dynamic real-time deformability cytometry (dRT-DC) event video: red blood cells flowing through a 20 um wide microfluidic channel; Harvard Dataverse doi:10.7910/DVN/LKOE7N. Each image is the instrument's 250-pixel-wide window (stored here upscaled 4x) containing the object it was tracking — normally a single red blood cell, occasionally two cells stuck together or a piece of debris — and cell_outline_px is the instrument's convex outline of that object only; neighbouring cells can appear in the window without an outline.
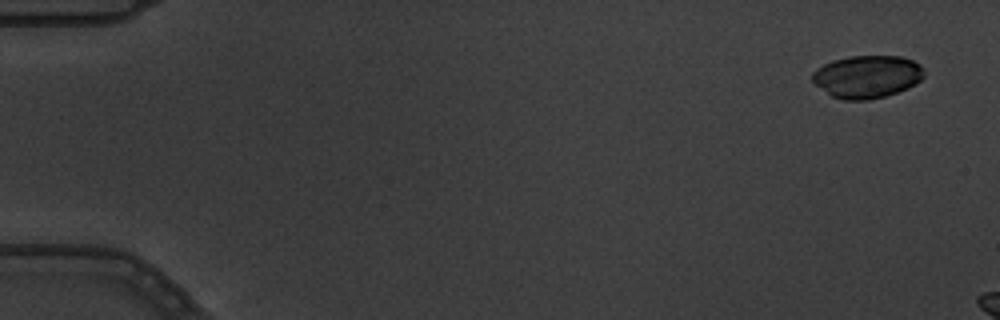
{"species": "common noctule bat (a hibernating species)", "species_latin": "Nyctalus noctula", "temperature_condition": "warm", "stored_images_in_passage": 3, "camera_frame_rate_fps": 3000, "um_per_image_px": 0.085, "animal": {"sex": "male", "body_mass_g": 19.5, "forearm_length_mm": 54.6}, "frame": {"image": 1, "passage_image": 1, "time_ms": 0.0, "image_size_px": [1000, 320], "cell_outline_px": [[924, 76], [916, 84], [908, 88], [884, 96], [868, 100], [844, 100], [832, 96], [816, 84], [812, 80], [812, 72], [816, 68], [832, 60], [848, 56], [900, 56], [912, 60], [920, 64], [924, 68]], "centroid_in_image_um": [73.71, 6.5], "position_along_channel_um": 11.3, "area_um2": 27.8}}